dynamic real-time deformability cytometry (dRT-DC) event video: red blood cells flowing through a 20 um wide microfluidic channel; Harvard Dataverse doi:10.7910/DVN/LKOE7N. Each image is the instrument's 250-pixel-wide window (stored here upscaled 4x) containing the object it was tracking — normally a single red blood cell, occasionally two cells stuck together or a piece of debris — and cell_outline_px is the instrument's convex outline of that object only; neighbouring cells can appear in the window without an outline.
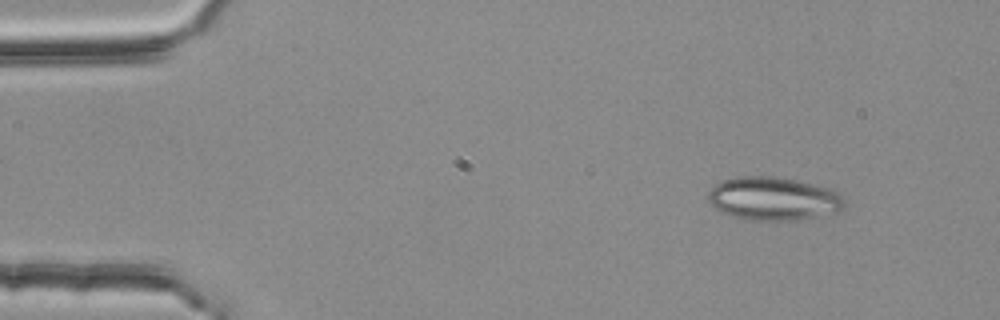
{"species": "common noctule bat (a hibernating species)", "species_latin": "Nyctalus noctula", "temperature_condition": "room temperature", "stored_images_in_passage": 53, "camera_frame_rate_fps": 3000, "um_per_image_px": 0.085, "animal": {"sex": "female", "body_mass_g": 25.1}, "frame": {"image": 1, "passage_image": 5, "time_ms": 1.333, "image_size_px": [1000, 320], "cell_outline_px": [[844, 208], [840, 212], [792, 220], [752, 220], [720, 212], [708, 200], [708, 192], [720, 180], [736, 176], [772, 176], [796, 180], [832, 188], [844, 196]], "centroid_in_image_um": [65.77, 16.87], "position_along_channel_um": 19.2, "area_um2": 34.51}}
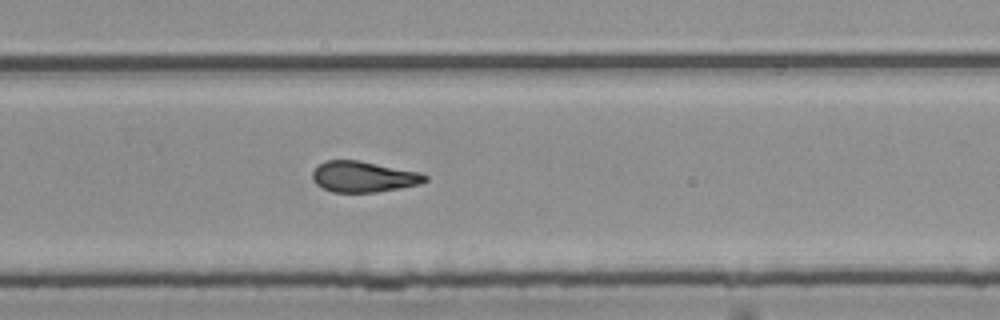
{"frame": {"image": 2, "passage_image": 35, "time_ms": 11.333, "image_size_px": [1000, 320], "cell_outline_px": [[428, 180], [420, 184], [376, 192], [332, 192], [316, 184], [312, 180], [312, 172], [324, 160], [360, 160], [420, 172], [428, 176]], "centroid_in_image_um": [30.9, 15.01], "position_along_channel_um": 298.9, "area_um2": 20.29}}
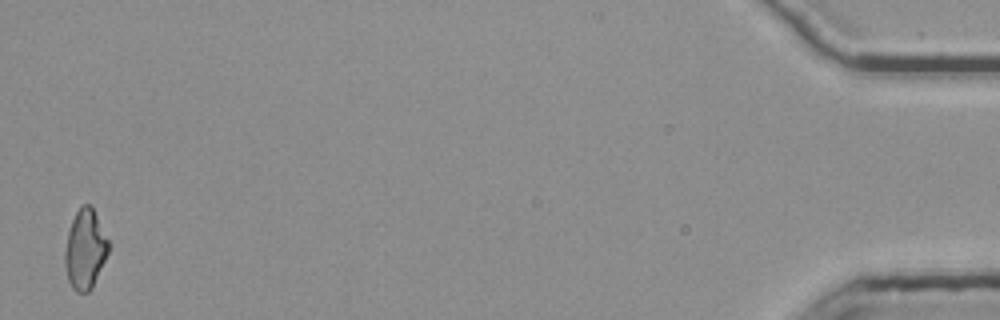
{"frame": {"image": 3, "passage_image": 53, "time_ms": 17.333, "image_size_px": [1000, 320], "cell_outline_px": [[108, 252], [92, 288], [88, 292], [76, 292], [72, 288], [68, 280], [64, 264], [64, 252], [68, 232], [72, 220], [80, 204], [88, 204], [92, 208], [108, 240]], "centroid_in_image_um": [7.2, 21.21], "position_along_channel_um": 428.0, "area_um2": 19.94}, "authors_computed_cell_mechanics": {"area_um2": 20.9814, "velocity_mm_per_s": 3.7493, "shape_relaxation_time_tau1_ms": null, "shape_relaxation_time_tau2_ms": 3.3576, "deformation_change_tau1": null, "deformation_change_tau2": 0.1283}}